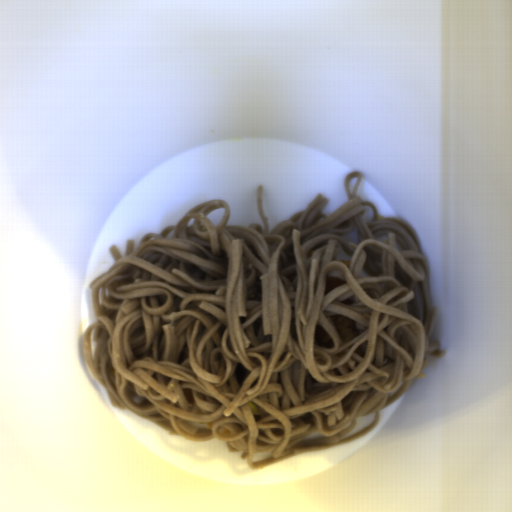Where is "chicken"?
<instances>
[{"label": "chicken", "mask_w": 512, "mask_h": 512, "mask_svg": "<svg viewBox=\"0 0 512 512\" xmlns=\"http://www.w3.org/2000/svg\"><path fill=\"white\" fill-rule=\"evenodd\" d=\"M182 390L184 392V395H185L188 403H190V404L195 403L194 402V398H193L192 390L190 388H186V387L184 389H182Z\"/></svg>", "instance_id": "chicken-4"}, {"label": "chicken", "mask_w": 512, "mask_h": 512, "mask_svg": "<svg viewBox=\"0 0 512 512\" xmlns=\"http://www.w3.org/2000/svg\"><path fill=\"white\" fill-rule=\"evenodd\" d=\"M330 322L340 340L347 343L359 335L356 322L343 315L329 316Z\"/></svg>", "instance_id": "chicken-1"}, {"label": "chicken", "mask_w": 512, "mask_h": 512, "mask_svg": "<svg viewBox=\"0 0 512 512\" xmlns=\"http://www.w3.org/2000/svg\"><path fill=\"white\" fill-rule=\"evenodd\" d=\"M344 283H345V281H343L339 278H336L333 276H328L326 278V282H325L324 294L326 295L327 293H329L331 290H333L337 286L344 285Z\"/></svg>", "instance_id": "chicken-3"}, {"label": "chicken", "mask_w": 512, "mask_h": 512, "mask_svg": "<svg viewBox=\"0 0 512 512\" xmlns=\"http://www.w3.org/2000/svg\"><path fill=\"white\" fill-rule=\"evenodd\" d=\"M314 341H315V345H317L321 348L334 347V342H333L332 336L321 325H316V327H315Z\"/></svg>", "instance_id": "chicken-2"}, {"label": "chicken", "mask_w": 512, "mask_h": 512, "mask_svg": "<svg viewBox=\"0 0 512 512\" xmlns=\"http://www.w3.org/2000/svg\"><path fill=\"white\" fill-rule=\"evenodd\" d=\"M339 261H340V262H342V263H345V264H346V266H347V267H348V269H349L350 259H349V260H343V259H342V260H339Z\"/></svg>", "instance_id": "chicken-5"}]
</instances>
